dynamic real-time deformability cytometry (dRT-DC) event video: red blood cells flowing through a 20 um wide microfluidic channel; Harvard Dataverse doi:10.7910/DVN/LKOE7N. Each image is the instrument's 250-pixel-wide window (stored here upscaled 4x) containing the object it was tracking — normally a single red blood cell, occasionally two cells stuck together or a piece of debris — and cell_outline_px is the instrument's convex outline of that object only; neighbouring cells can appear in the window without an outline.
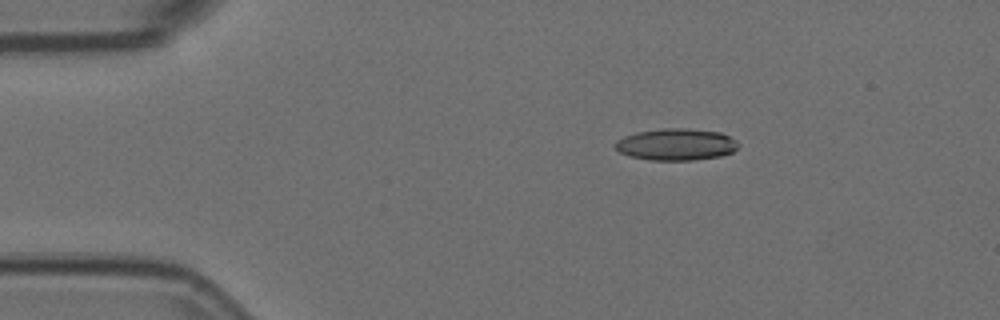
{"species": "Egyptian fruit bat (a non-hibernating species)", "species_latin": "Rousettus aegyptiacus", "temperature_condition": "room temperature", "stored_images_in_passage": 4, "camera_frame_rate_fps": 3000, "um_per_image_px": 0.085, "animal": {"sex": "female"}, "frame": {"image": 1, "passage_image": 2, "time_ms": 0.333, "image_size_px": [1000, 320], "cell_outline_px": [[740, 144], [732, 152], [720, 156], [692, 160], [652, 160], [628, 156], [620, 152], [612, 144], [616, 140], [624, 136], [636, 132], [664, 128], [688, 128], [720, 132], [736, 140]], "centroid_in_image_um": [57.45, 12.27], "position_along_channel_um": 27.6, "area_um2": 22.89}}
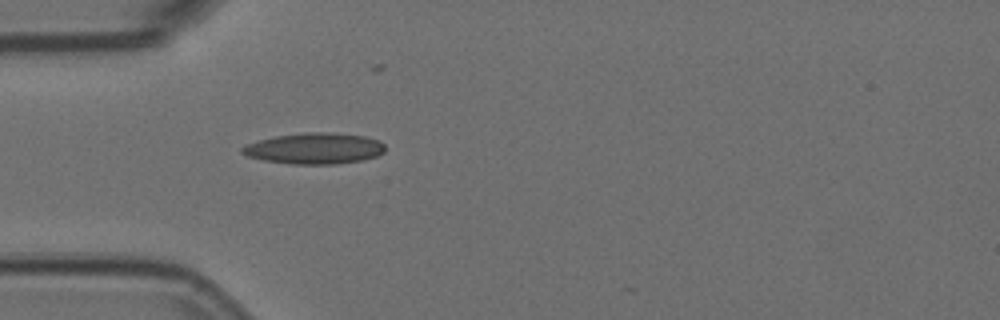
{"frame": {"image": 2, "passage_image": 4, "time_ms": 1.0, "image_size_px": [1000, 320], "cell_outline_px": [[384, 152], [376, 156], [360, 160], [336, 164], [292, 164], [264, 160], [248, 156], [240, 152], [240, 148], [244, 144], [276, 136], [304, 132], [332, 132], [364, 136], [380, 140], [384, 144]], "centroid_in_image_um": [26.72, 12.61], "position_along_channel_um": 58.3, "area_um2": 25.89}}